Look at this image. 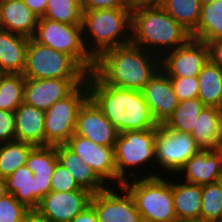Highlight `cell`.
I'll list each match as a JSON object with an SVG mask.
<instances>
[{
    "label": "cell",
    "mask_w": 222,
    "mask_h": 222,
    "mask_svg": "<svg viewBox=\"0 0 222 222\" xmlns=\"http://www.w3.org/2000/svg\"><path fill=\"white\" fill-rule=\"evenodd\" d=\"M57 163L56 146H34L28 154L25 166L33 172L37 184V207L51 191V177Z\"/></svg>",
    "instance_id": "19"
},
{
    "label": "cell",
    "mask_w": 222,
    "mask_h": 222,
    "mask_svg": "<svg viewBox=\"0 0 222 222\" xmlns=\"http://www.w3.org/2000/svg\"><path fill=\"white\" fill-rule=\"evenodd\" d=\"M74 134L106 147H114L119 136L117 128L90 98L78 111Z\"/></svg>",
    "instance_id": "15"
},
{
    "label": "cell",
    "mask_w": 222,
    "mask_h": 222,
    "mask_svg": "<svg viewBox=\"0 0 222 222\" xmlns=\"http://www.w3.org/2000/svg\"><path fill=\"white\" fill-rule=\"evenodd\" d=\"M28 44V37L0 28V70L5 74H22Z\"/></svg>",
    "instance_id": "24"
},
{
    "label": "cell",
    "mask_w": 222,
    "mask_h": 222,
    "mask_svg": "<svg viewBox=\"0 0 222 222\" xmlns=\"http://www.w3.org/2000/svg\"><path fill=\"white\" fill-rule=\"evenodd\" d=\"M82 11L83 41L94 59L107 49L131 43L132 8Z\"/></svg>",
    "instance_id": "4"
},
{
    "label": "cell",
    "mask_w": 222,
    "mask_h": 222,
    "mask_svg": "<svg viewBox=\"0 0 222 222\" xmlns=\"http://www.w3.org/2000/svg\"><path fill=\"white\" fill-rule=\"evenodd\" d=\"M205 107L197 97L179 101L173 113L162 124L166 129L191 134L196 126L197 117Z\"/></svg>",
    "instance_id": "29"
},
{
    "label": "cell",
    "mask_w": 222,
    "mask_h": 222,
    "mask_svg": "<svg viewBox=\"0 0 222 222\" xmlns=\"http://www.w3.org/2000/svg\"><path fill=\"white\" fill-rule=\"evenodd\" d=\"M129 5L134 8L142 5H160L162 0H128Z\"/></svg>",
    "instance_id": "44"
},
{
    "label": "cell",
    "mask_w": 222,
    "mask_h": 222,
    "mask_svg": "<svg viewBox=\"0 0 222 222\" xmlns=\"http://www.w3.org/2000/svg\"><path fill=\"white\" fill-rule=\"evenodd\" d=\"M16 140L45 146V111L22 102L14 111Z\"/></svg>",
    "instance_id": "22"
},
{
    "label": "cell",
    "mask_w": 222,
    "mask_h": 222,
    "mask_svg": "<svg viewBox=\"0 0 222 222\" xmlns=\"http://www.w3.org/2000/svg\"><path fill=\"white\" fill-rule=\"evenodd\" d=\"M4 75L5 73L0 70V82H1V79L4 77Z\"/></svg>",
    "instance_id": "48"
},
{
    "label": "cell",
    "mask_w": 222,
    "mask_h": 222,
    "mask_svg": "<svg viewBox=\"0 0 222 222\" xmlns=\"http://www.w3.org/2000/svg\"><path fill=\"white\" fill-rule=\"evenodd\" d=\"M86 78L27 79L24 86L23 102L48 110L54 103L68 96Z\"/></svg>",
    "instance_id": "14"
},
{
    "label": "cell",
    "mask_w": 222,
    "mask_h": 222,
    "mask_svg": "<svg viewBox=\"0 0 222 222\" xmlns=\"http://www.w3.org/2000/svg\"><path fill=\"white\" fill-rule=\"evenodd\" d=\"M197 77L198 98L205 106L219 108L222 101V69L208 60Z\"/></svg>",
    "instance_id": "28"
},
{
    "label": "cell",
    "mask_w": 222,
    "mask_h": 222,
    "mask_svg": "<svg viewBox=\"0 0 222 222\" xmlns=\"http://www.w3.org/2000/svg\"><path fill=\"white\" fill-rule=\"evenodd\" d=\"M33 147L18 140L0 143V177L6 179L17 168L24 166Z\"/></svg>",
    "instance_id": "30"
},
{
    "label": "cell",
    "mask_w": 222,
    "mask_h": 222,
    "mask_svg": "<svg viewBox=\"0 0 222 222\" xmlns=\"http://www.w3.org/2000/svg\"><path fill=\"white\" fill-rule=\"evenodd\" d=\"M23 76L27 79L87 78V72L69 55L29 38Z\"/></svg>",
    "instance_id": "8"
},
{
    "label": "cell",
    "mask_w": 222,
    "mask_h": 222,
    "mask_svg": "<svg viewBox=\"0 0 222 222\" xmlns=\"http://www.w3.org/2000/svg\"><path fill=\"white\" fill-rule=\"evenodd\" d=\"M200 150L201 148L191 134L166 129L162 124H159L156 128L155 138L156 176H166V174L168 176L170 174L172 177L174 176L172 174L177 175L186 161ZM165 170L166 172H164Z\"/></svg>",
    "instance_id": "10"
},
{
    "label": "cell",
    "mask_w": 222,
    "mask_h": 222,
    "mask_svg": "<svg viewBox=\"0 0 222 222\" xmlns=\"http://www.w3.org/2000/svg\"><path fill=\"white\" fill-rule=\"evenodd\" d=\"M92 195L88 190L50 191L37 210L51 222H70L90 205Z\"/></svg>",
    "instance_id": "16"
},
{
    "label": "cell",
    "mask_w": 222,
    "mask_h": 222,
    "mask_svg": "<svg viewBox=\"0 0 222 222\" xmlns=\"http://www.w3.org/2000/svg\"><path fill=\"white\" fill-rule=\"evenodd\" d=\"M82 10L132 8L128 0H81Z\"/></svg>",
    "instance_id": "39"
},
{
    "label": "cell",
    "mask_w": 222,
    "mask_h": 222,
    "mask_svg": "<svg viewBox=\"0 0 222 222\" xmlns=\"http://www.w3.org/2000/svg\"><path fill=\"white\" fill-rule=\"evenodd\" d=\"M81 0H48L43 18L65 24H82Z\"/></svg>",
    "instance_id": "33"
},
{
    "label": "cell",
    "mask_w": 222,
    "mask_h": 222,
    "mask_svg": "<svg viewBox=\"0 0 222 222\" xmlns=\"http://www.w3.org/2000/svg\"><path fill=\"white\" fill-rule=\"evenodd\" d=\"M219 110H220L221 113H222V101H221V104H220Z\"/></svg>",
    "instance_id": "49"
},
{
    "label": "cell",
    "mask_w": 222,
    "mask_h": 222,
    "mask_svg": "<svg viewBox=\"0 0 222 222\" xmlns=\"http://www.w3.org/2000/svg\"><path fill=\"white\" fill-rule=\"evenodd\" d=\"M190 34L191 38L206 43L222 39V0L201 7L198 25Z\"/></svg>",
    "instance_id": "27"
},
{
    "label": "cell",
    "mask_w": 222,
    "mask_h": 222,
    "mask_svg": "<svg viewBox=\"0 0 222 222\" xmlns=\"http://www.w3.org/2000/svg\"><path fill=\"white\" fill-rule=\"evenodd\" d=\"M70 222H98L95 209L89 205L83 212L76 215Z\"/></svg>",
    "instance_id": "41"
},
{
    "label": "cell",
    "mask_w": 222,
    "mask_h": 222,
    "mask_svg": "<svg viewBox=\"0 0 222 222\" xmlns=\"http://www.w3.org/2000/svg\"><path fill=\"white\" fill-rule=\"evenodd\" d=\"M191 34L160 5L132 8L131 43L160 58L168 51L185 44Z\"/></svg>",
    "instance_id": "3"
},
{
    "label": "cell",
    "mask_w": 222,
    "mask_h": 222,
    "mask_svg": "<svg viewBox=\"0 0 222 222\" xmlns=\"http://www.w3.org/2000/svg\"><path fill=\"white\" fill-rule=\"evenodd\" d=\"M176 176L201 186L219 182L222 179V151L201 149L186 161Z\"/></svg>",
    "instance_id": "18"
},
{
    "label": "cell",
    "mask_w": 222,
    "mask_h": 222,
    "mask_svg": "<svg viewBox=\"0 0 222 222\" xmlns=\"http://www.w3.org/2000/svg\"><path fill=\"white\" fill-rule=\"evenodd\" d=\"M222 113L217 107L205 106L191 133L202 150H217L221 135Z\"/></svg>",
    "instance_id": "25"
},
{
    "label": "cell",
    "mask_w": 222,
    "mask_h": 222,
    "mask_svg": "<svg viewBox=\"0 0 222 222\" xmlns=\"http://www.w3.org/2000/svg\"><path fill=\"white\" fill-rule=\"evenodd\" d=\"M122 185L133 197L143 222H177L168 176L135 178Z\"/></svg>",
    "instance_id": "6"
},
{
    "label": "cell",
    "mask_w": 222,
    "mask_h": 222,
    "mask_svg": "<svg viewBox=\"0 0 222 222\" xmlns=\"http://www.w3.org/2000/svg\"><path fill=\"white\" fill-rule=\"evenodd\" d=\"M32 39L71 56L88 74L95 59L85 48L82 24H65L40 17Z\"/></svg>",
    "instance_id": "7"
},
{
    "label": "cell",
    "mask_w": 222,
    "mask_h": 222,
    "mask_svg": "<svg viewBox=\"0 0 222 222\" xmlns=\"http://www.w3.org/2000/svg\"><path fill=\"white\" fill-rule=\"evenodd\" d=\"M90 205L98 222H143L135 201L123 186H109L92 195Z\"/></svg>",
    "instance_id": "11"
},
{
    "label": "cell",
    "mask_w": 222,
    "mask_h": 222,
    "mask_svg": "<svg viewBox=\"0 0 222 222\" xmlns=\"http://www.w3.org/2000/svg\"><path fill=\"white\" fill-rule=\"evenodd\" d=\"M22 222H51L44 215H42L37 209L28 210L23 218Z\"/></svg>",
    "instance_id": "43"
},
{
    "label": "cell",
    "mask_w": 222,
    "mask_h": 222,
    "mask_svg": "<svg viewBox=\"0 0 222 222\" xmlns=\"http://www.w3.org/2000/svg\"><path fill=\"white\" fill-rule=\"evenodd\" d=\"M28 210L12 194L0 198V222H22Z\"/></svg>",
    "instance_id": "35"
},
{
    "label": "cell",
    "mask_w": 222,
    "mask_h": 222,
    "mask_svg": "<svg viewBox=\"0 0 222 222\" xmlns=\"http://www.w3.org/2000/svg\"><path fill=\"white\" fill-rule=\"evenodd\" d=\"M7 194H12L26 208L37 209V184L25 165L6 178Z\"/></svg>",
    "instance_id": "26"
},
{
    "label": "cell",
    "mask_w": 222,
    "mask_h": 222,
    "mask_svg": "<svg viewBox=\"0 0 222 222\" xmlns=\"http://www.w3.org/2000/svg\"><path fill=\"white\" fill-rule=\"evenodd\" d=\"M141 92L158 124L165 122L179 102L169 76L161 68L141 89Z\"/></svg>",
    "instance_id": "17"
},
{
    "label": "cell",
    "mask_w": 222,
    "mask_h": 222,
    "mask_svg": "<svg viewBox=\"0 0 222 222\" xmlns=\"http://www.w3.org/2000/svg\"><path fill=\"white\" fill-rule=\"evenodd\" d=\"M29 9L35 13L39 18L43 17L47 7L48 0H23Z\"/></svg>",
    "instance_id": "42"
},
{
    "label": "cell",
    "mask_w": 222,
    "mask_h": 222,
    "mask_svg": "<svg viewBox=\"0 0 222 222\" xmlns=\"http://www.w3.org/2000/svg\"><path fill=\"white\" fill-rule=\"evenodd\" d=\"M160 69V57L129 43L103 51L93 73L105 84L141 90Z\"/></svg>",
    "instance_id": "2"
},
{
    "label": "cell",
    "mask_w": 222,
    "mask_h": 222,
    "mask_svg": "<svg viewBox=\"0 0 222 222\" xmlns=\"http://www.w3.org/2000/svg\"><path fill=\"white\" fill-rule=\"evenodd\" d=\"M160 6L190 33L197 27L202 7L199 0H162Z\"/></svg>",
    "instance_id": "31"
},
{
    "label": "cell",
    "mask_w": 222,
    "mask_h": 222,
    "mask_svg": "<svg viewBox=\"0 0 222 222\" xmlns=\"http://www.w3.org/2000/svg\"><path fill=\"white\" fill-rule=\"evenodd\" d=\"M199 1H200L201 6H203V5L212 3V2L215 1V0H199Z\"/></svg>",
    "instance_id": "47"
},
{
    "label": "cell",
    "mask_w": 222,
    "mask_h": 222,
    "mask_svg": "<svg viewBox=\"0 0 222 222\" xmlns=\"http://www.w3.org/2000/svg\"><path fill=\"white\" fill-rule=\"evenodd\" d=\"M7 194L6 179L0 177V198H3Z\"/></svg>",
    "instance_id": "45"
},
{
    "label": "cell",
    "mask_w": 222,
    "mask_h": 222,
    "mask_svg": "<svg viewBox=\"0 0 222 222\" xmlns=\"http://www.w3.org/2000/svg\"><path fill=\"white\" fill-rule=\"evenodd\" d=\"M172 179L173 206L177 221L200 222L202 186L187 183L176 176Z\"/></svg>",
    "instance_id": "23"
},
{
    "label": "cell",
    "mask_w": 222,
    "mask_h": 222,
    "mask_svg": "<svg viewBox=\"0 0 222 222\" xmlns=\"http://www.w3.org/2000/svg\"><path fill=\"white\" fill-rule=\"evenodd\" d=\"M218 150L222 151V122H221V135H220V142L218 145Z\"/></svg>",
    "instance_id": "46"
},
{
    "label": "cell",
    "mask_w": 222,
    "mask_h": 222,
    "mask_svg": "<svg viewBox=\"0 0 222 222\" xmlns=\"http://www.w3.org/2000/svg\"><path fill=\"white\" fill-rule=\"evenodd\" d=\"M222 220V179L213 184L202 185L200 222Z\"/></svg>",
    "instance_id": "34"
},
{
    "label": "cell",
    "mask_w": 222,
    "mask_h": 222,
    "mask_svg": "<svg viewBox=\"0 0 222 222\" xmlns=\"http://www.w3.org/2000/svg\"><path fill=\"white\" fill-rule=\"evenodd\" d=\"M178 101L198 97V77H169Z\"/></svg>",
    "instance_id": "36"
},
{
    "label": "cell",
    "mask_w": 222,
    "mask_h": 222,
    "mask_svg": "<svg viewBox=\"0 0 222 222\" xmlns=\"http://www.w3.org/2000/svg\"><path fill=\"white\" fill-rule=\"evenodd\" d=\"M65 145L84 163L92 167L109 186H117L114 147L96 144L90 139L75 134L68 139Z\"/></svg>",
    "instance_id": "13"
},
{
    "label": "cell",
    "mask_w": 222,
    "mask_h": 222,
    "mask_svg": "<svg viewBox=\"0 0 222 222\" xmlns=\"http://www.w3.org/2000/svg\"><path fill=\"white\" fill-rule=\"evenodd\" d=\"M72 190L86 189L80 188L70 172L58 162L51 177V191L67 192Z\"/></svg>",
    "instance_id": "37"
},
{
    "label": "cell",
    "mask_w": 222,
    "mask_h": 222,
    "mask_svg": "<svg viewBox=\"0 0 222 222\" xmlns=\"http://www.w3.org/2000/svg\"><path fill=\"white\" fill-rule=\"evenodd\" d=\"M88 98L89 87L85 80L45 111V145L56 146L68 141L75 132L78 111Z\"/></svg>",
    "instance_id": "9"
},
{
    "label": "cell",
    "mask_w": 222,
    "mask_h": 222,
    "mask_svg": "<svg viewBox=\"0 0 222 222\" xmlns=\"http://www.w3.org/2000/svg\"><path fill=\"white\" fill-rule=\"evenodd\" d=\"M16 140L14 112L0 109V143Z\"/></svg>",
    "instance_id": "38"
},
{
    "label": "cell",
    "mask_w": 222,
    "mask_h": 222,
    "mask_svg": "<svg viewBox=\"0 0 222 222\" xmlns=\"http://www.w3.org/2000/svg\"><path fill=\"white\" fill-rule=\"evenodd\" d=\"M26 78L23 74H5L0 82V109L14 112L23 102Z\"/></svg>",
    "instance_id": "32"
},
{
    "label": "cell",
    "mask_w": 222,
    "mask_h": 222,
    "mask_svg": "<svg viewBox=\"0 0 222 222\" xmlns=\"http://www.w3.org/2000/svg\"><path fill=\"white\" fill-rule=\"evenodd\" d=\"M89 98L98 106L119 133L157 128L141 90L103 83L93 72L87 74Z\"/></svg>",
    "instance_id": "1"
},
{
    "label": "cell",
    "mask_w": 222,
    "mask_h": 222,
    "mask_svg": "<svg viewBox=\"0 0 222 222\" xmlns=\"http://www.w3.org/2000/svg\"><path fill=\"white\" fill-rule=\"evenodd\" d=\"M39 17L23 0H0V28L32 38Z\"/></svg>",
    "instance_id": "20"
},
{
    "label": "cell",
    "mask_w": 222,
    "mask_h": 222,
    "mask_svg": "<svg viewBox=\"0 0 222 222\" xmlns=\"http://www.w3.org/2000/svg\"><path fill=\"white\" fill-rule=\"evenodd\" d=\"M209 60L222 69V39L209 41Z\"/></svg>",
    "instance_id": "40"
},
{
    "label": "cell",
    "mask_w": 222,
    "mask_h": 222,
    "mask_svg": "<svg viewBox=\"0 0 222 222\" xmlns=\"http://www.w3.org/2000/svg\"><path fill=\"white\" fill-rule=\"evenodd\" d=\"M209 60L206 42L190 38L160 58V68L169 77H195Z\"/></svg>",
    "instance_id": "12"
},
{
    "label": "cell",
    "mask_w": 222,
    "mask_h": 222,
    "mask_svg": "<svg viewBox=\"0 0 222 222\" xmlns=\"http://www.w3.org/2000/svg\"><path fill=\"white\" fill-rule=\"evenodd\" d=\"M56 154L58 162L70 172L80 188L95 194L109 187L92 167L84 163L65 144L56 145Z\"/></svg>",
    "instance_id": "21"
},
{
    "label": "cell",
    "mask_w": 222,
    "mask_h": 222,
    "mask_svg": "<svg viewBox=\"0 0 222 222\" xmlns=\"http://www.w3.org/2000/svg\"><path fill=\"white\" fill-rule=\"evenodd\" d=\"M155 138L156 128L119 133L114 146L117 186L130 179L156 177Z\"/></svg>",
    "instance_id": "5"
}]
</instances>
